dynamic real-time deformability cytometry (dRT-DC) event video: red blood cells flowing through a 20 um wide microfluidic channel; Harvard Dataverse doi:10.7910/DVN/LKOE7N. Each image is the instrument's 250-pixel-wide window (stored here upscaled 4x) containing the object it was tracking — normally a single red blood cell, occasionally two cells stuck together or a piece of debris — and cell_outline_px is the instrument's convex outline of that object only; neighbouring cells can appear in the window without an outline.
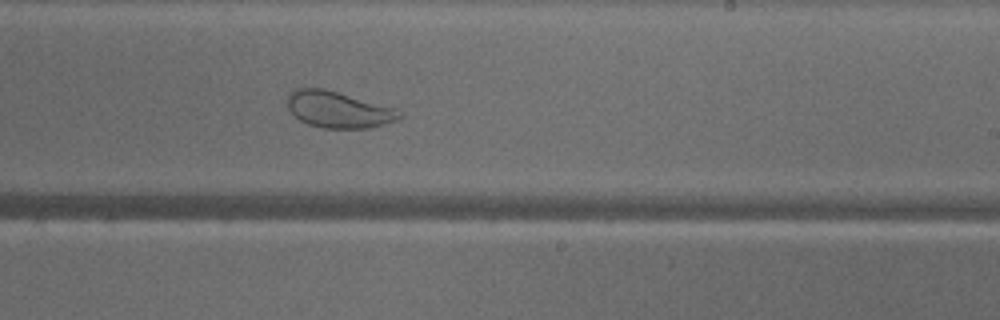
{"species": "common noctule bat (a hibernating species)", "species_latin": "Nyctalus noctula", "temperature_condition": "warm", "stored_images_in_passage": 47, "camera_frame_rate_fps": 3000, "um_per_image_px": 0.085, "animal": {"sex": "male", "body_mass_g": 18.8}, "frame": {"image": 1, "passage_image": 27, "time_ms": 8.667, "image_size_px": [1000, 320], "cell_outline_px": [[404, 116], [396, 120], [384, 124], [368, 128], [320, 128], [308, 124], [300, 120], [288, 108], [288, 96], [296, 88], [324, 88], [396, 108], [404, 112]], "centroid_in_image_um": [28.81, 9.32], "position_along_channel_um": 260.2, "area_um2": 23.76}}